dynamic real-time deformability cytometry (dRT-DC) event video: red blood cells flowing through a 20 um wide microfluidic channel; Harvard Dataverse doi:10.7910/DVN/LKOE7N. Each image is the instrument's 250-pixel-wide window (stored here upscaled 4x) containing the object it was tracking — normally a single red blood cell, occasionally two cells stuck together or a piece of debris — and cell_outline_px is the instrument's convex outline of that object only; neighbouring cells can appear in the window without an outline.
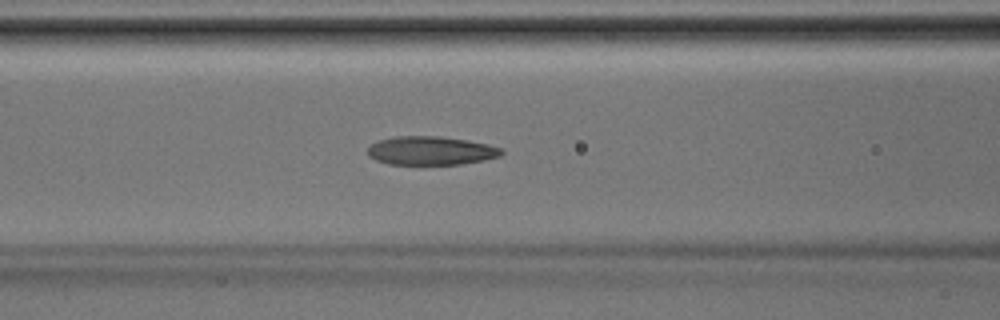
{"species": "Egyptian fruit bat (a non-hibernating species)", "species_latin": "Rousettus aegyptiacus", "temperature_condition": "room temperature", "stored_images_in_passage": 35, "camera_frame_rate_fps": 3000, "um_per_image_px": 0.085, "animal": {"sex": "male"}, "frame": {"image": 1, "passage_image": 16, "time_ms": 5.0, "image_size_px": [1000, 320], "cell_outline_px": [[500, 152], [496, 156], [480, 160], [456, 164], [392, 164], [380, 160], [372, 156], [368, 152], [368, 148], [372, 144], [380, 140], [404, 136], [432, 136], [464, 140], [484, 144], [500, 148]], "centroid_in_image_um": [36.57, 12.8], "position_along_channel_um": 130.0, "area_um2": 21.1}}